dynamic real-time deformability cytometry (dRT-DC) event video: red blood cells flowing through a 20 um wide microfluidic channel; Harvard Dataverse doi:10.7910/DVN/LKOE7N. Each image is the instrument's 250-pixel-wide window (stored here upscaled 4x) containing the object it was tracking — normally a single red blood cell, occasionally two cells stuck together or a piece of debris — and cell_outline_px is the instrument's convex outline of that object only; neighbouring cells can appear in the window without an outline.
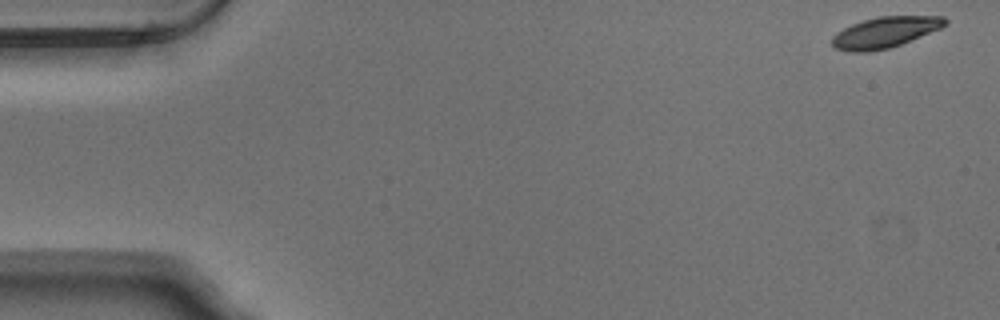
{"species": "Egyptian fruit bat (a non-hibernating species)", "species_latin": "Rousettus aegyptiacus", "temperature_condition": "warm", "stored_images_in_passage": 12, "camera_frame_rate_fps": 3000, "um_per_image_px": 0.085, "animal": {"sex": "male"}, "frame": {"image": 1, "passage_image": 1, "time_ms": 0.0, "image_size_px": [1000, 320], "cell_outline_px": [[948, 24], [940, 28], [900, 44], [888, 48], [868, 52], [848, 52], [836, 48], [832, 44], [832, 36], [836, 32], [852, 24], [864, 20], [880, 16], [944, 16], [948, 20]], "centroid_in_image_um": [75.21, 2.74], "position_along_channel_um": 9.8, "area_um2": 20.17}}